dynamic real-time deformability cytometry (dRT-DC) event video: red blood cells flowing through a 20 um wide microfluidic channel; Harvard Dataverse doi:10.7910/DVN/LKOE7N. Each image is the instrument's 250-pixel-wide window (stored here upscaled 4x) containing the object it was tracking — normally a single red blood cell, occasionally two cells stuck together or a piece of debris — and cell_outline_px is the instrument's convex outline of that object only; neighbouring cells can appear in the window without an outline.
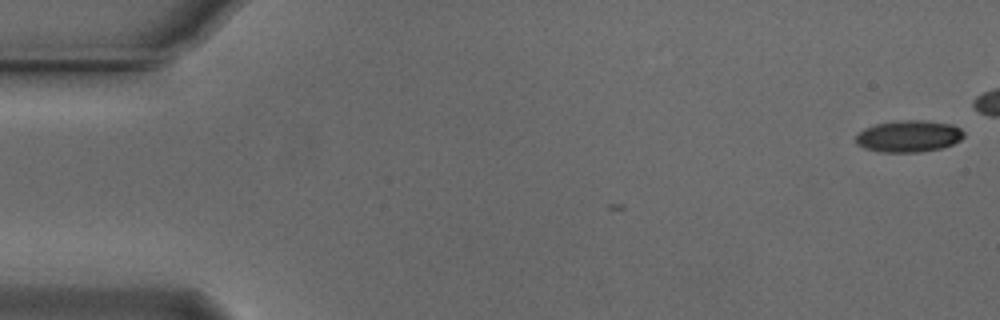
{"species": "Egyptian fruit bat (a non-hibernating species)", "species_latin": "Rousettus aegyptiacus", "temperature_condition": "cold", "stored_images_in_passage": 7, "camera_frame_rate_fps": 3000, "um_per_image_px": 0.085, "animal": {"sex": "male"}, "frame": {"image": 1, "passage_image": 1, "time_ms": 0.0, "image_size_px": [1000, 320], "cell_outline_px": [[964, 136], [960, 140], [952, 144], [940, 148], [920, 152], [880, 152], [864, 148], [856, 144], [856, 136], [864, 128], [876, 124], [904, 120], [920, 120], [952, 124], [960, 128], [964, 132]], "centroid_in_image_um": [77.24, 11.58], "position_along_channel_um": 7.8, "area_um2": 19.88}}